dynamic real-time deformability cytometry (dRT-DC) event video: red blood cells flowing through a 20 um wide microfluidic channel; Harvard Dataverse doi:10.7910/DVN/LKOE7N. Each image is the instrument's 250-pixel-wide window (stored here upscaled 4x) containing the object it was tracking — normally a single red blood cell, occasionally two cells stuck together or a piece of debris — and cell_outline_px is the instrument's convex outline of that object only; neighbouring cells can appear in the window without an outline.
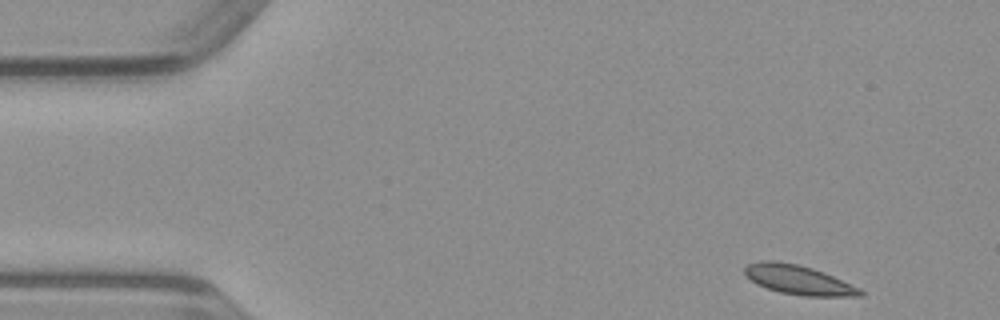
{"species": "common noctule bat (a hibernating species)", "species_latin": "Nyctalus noctula", "temperature_condition": "warm", "stored_images_in_passage": 46, "camera_frame_rate_fps": 3000, "um_per_image_px": 0.085, "animal": {"sex": "male", "body_mass_g": 23.1, "forearm_length_mm": 52.7}, "frame": {"image": 1, "passage_image": 1, "time_ms": 0.0, "image_size_px": [1000, 320], "cell_outline_px": [[864, 296], [804, 296], [780, 292], [756, 284], [744, 276], [744, 268], [748, 264], [760, 260], [776, 260], [796, 264], [812, 268], [824, 272], [860, 288], [864, 292]], "centroid_in_image_um": [67.84, 23.78], "position_along_channel_um": 17.2, "area_um2": 19.83}}
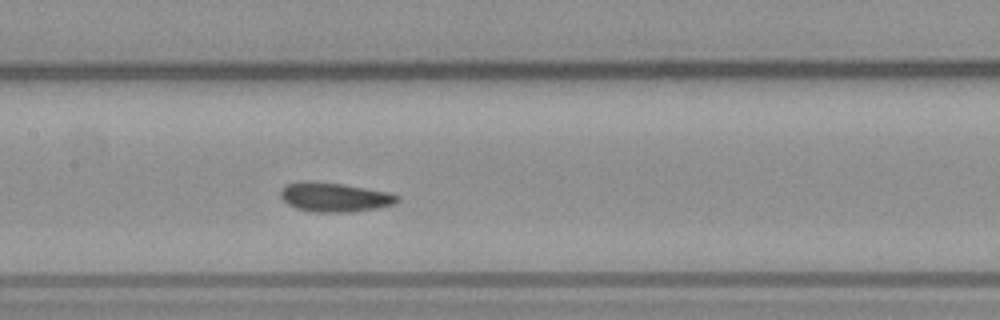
{"frame": {"image": 2, "passage_image": 20, "time_ms": 6.333, "image_size_px": [1000, 320], "cell_outline_px": [[400, 200], [392, 204], [376, 208], [352, 212], [312, 212], [296, 208], [288, 204], [280, 196], [280, 192], [288, 184], [304, 180], [308, 180], [344, 184], [388, 192], [400, 196]], "centroid_in_image_um": [28.44, 16.75], "position_along_channel_um": 179.0, "area_um2": 19.88}}
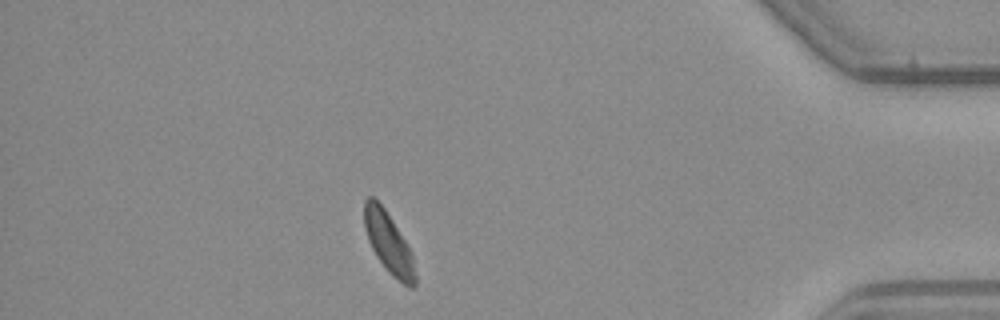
{"frame": {"image": 3, "passage_image": 40, "time_ms": 13.0, "image_size_px": [1000, 320], "cell_outline_px": [[416, 284], [412, 288], [408, 288], [388, 272], [376, 256], [368, 240], [364, 228], [364, 200], [368, 196], [372, 196], [384, 208], [392, 220], [404, 240], [412, 256], [416, 276]], "centroid_in_image_um": [33.01, 20.66], "position_along_channel_um": 402.2, "area_um2": 17.8}}